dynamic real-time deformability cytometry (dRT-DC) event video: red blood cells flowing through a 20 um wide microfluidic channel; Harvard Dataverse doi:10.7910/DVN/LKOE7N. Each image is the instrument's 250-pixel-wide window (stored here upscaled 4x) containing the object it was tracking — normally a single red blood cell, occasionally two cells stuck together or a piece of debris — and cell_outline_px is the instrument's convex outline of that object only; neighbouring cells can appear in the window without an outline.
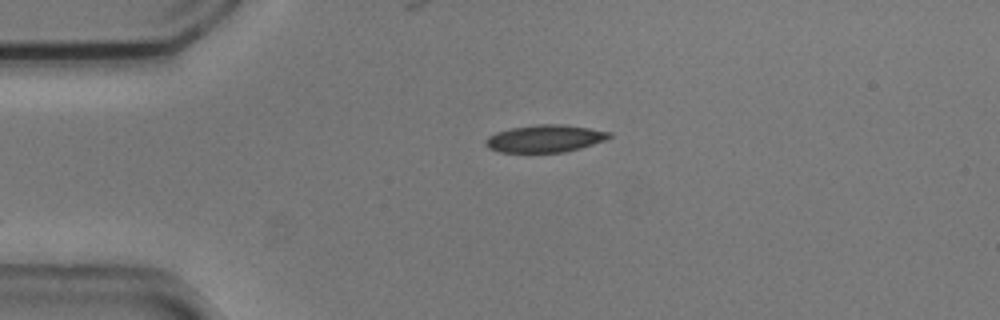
{"species": "common noctule bat (a hibernating species)", "species_latin": "Nyctalus noctula", "temperature_condition": "cold", "stored_images_in_passage": 18, "camera_frame_rate_fps": 3000, "um_per_image_px": 0.085, "animal": {"sex": "male", "body_mass_g": 20.5, "forearm_length_mm": 52.5}, "frame": {"image": 1, "passage_image": 1, "time_ms": 0.0, "image_size_px": [1000, 320], "cell_outline_px": [[612, 136], [604, 140], [580, 148], [564, 152], [500, 152], [488, 148], [484, 144], [484, 140], [488, 136], [496, 132], [512, 128], [536, 124], [564, 124], [612, 132]], "centroid_in_image_um": [46.29, 11.77], "position_along_channel_um": 38.7, "area_um2": 19.71}}